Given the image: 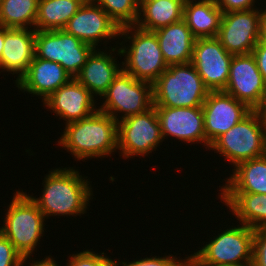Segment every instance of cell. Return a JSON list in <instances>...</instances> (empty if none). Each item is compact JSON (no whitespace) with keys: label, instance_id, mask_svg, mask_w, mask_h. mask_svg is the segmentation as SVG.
Listing matches in <instances>:
<instances>
[{"label":"cell","instance_id":"1","mask_svg":"<svg viewBox=\"0 0 266 266\" xmlns=\"http://www.w3.org/2000/svg\"><path fill=\"white\" fill-rule=\"evenodd\" d=\"M85 178L73 167L56 168L44 177L42 195L39 198L30 196L46 219L56 215H81L93 199L91 184L88 177Z\"/></svg>","mask_w":266,"mask_h":266},{"label":"cell","instance_id":"2","mask_svg":"<svg viewBox=\"0 0 266 266\" xmlns=\"http://www.w3.org/2000/svg\"><path fill=\"white\" fill-rule=\"evenodd\" d=\"M58 141L78 161L108 157L118 149V122L97 110L87 118L65 124Z\"/></svg>","mask_w":266,"mask_h":266},{"label":"cell","instance_id":"3","mask_svg":"<svg viewBox=\"0 0 266 266\" xmlns=\"http://www.w3.org/2000/svg\"><path fill=\"white\" fill-rule=\"evenodd\" d=\"M155 107H197L209 90L193 64H171L152 84Z\"/></svg>","mask_w":266,"mask_h":266},{"label":"cell","instance_id":"4","mask_svg":"<svg viewBox=\"0 0 266 266\" xmlns=\"http://www.w3.org/2000/svg\"><path fill=\"white\" fill-rule=\"evenodd\" d=\"M11 201L0 232L28 260L43 237L45 216L32 197L23 190H17Z\"/></svg>","mask_w":266,"mask_h":266},{"label":"cell","instance_id":"5","mask_svg":"<svg viewBox=\"0 0 266 266\" xmlns=\"http://www.w3.org/2000/svg\"><path fill=\"white\" fill-rule=\"evenodd\" d=\"M131 34V35H130ZM129 47L123 46L117 50V54L125 57L121 66L123 71L132 75L135 79L153 84L157 78L168 68L163 59L159 41L154 32L139 29L135 25L120 28V34Z\"/></svg>","mask_w":266,"mask_h":266},{"label":"cell","instance_id":"6","mask_svg":"<svg viewBox=\"0 0 266 266\" xmlns=\"http://www.w3.org/2000/svg\"><path fill=\"white\" fill-rule=\"evenodd\" d=\"M254 229L240 223L214 236L200 250L190 254L196 266L252 264Z\"/></svg>","mask_w":266,"mask_h":266},{"label":"cell","instance_id":"7","mask_svg":"<svg viewBox=\"0 0 266 266\" xmlns=\"http://www.w3.org/2000/svg\"><path fill=\"white\" fill-rule=\"evenodd\" d=\"M265 123L259 114L252 110L239 123L220 135L209 147L210 150L237 164L265 155Z\"/></svg>","mask_w":266,"mask_h":266},{"label":"cell","instance_id":"8","mask_svg":"<svg viewBox=\"0 0 266 266\" xmlns=\"http://www.w3.org/2000/svg\"><path fill=\"white\" fill-rule=\"evenodd\" d=\"M102 98L105 101L103 105H100L101 108L98 107V110L119 122L127 117L143 113L153 106L152 84L137 80L122 70ZM118 113L123 115L120 117Z\"/></svg>","mask_w":266,"mask_h":266},{"label":"cell","instance_id":"9","mask_svg":"<svg viewBox=\"0 0 266 266\" xmlns=\"http://www.w3.org/2000/svg\"><path fill=\"white\" fill-rule=\"evenodd\" d=\"M94 48L62 30L36 31L35 56L59 63L75 78Z\"/></svg>","mask_w":266,"mask_h":266},{"label":"cell","instance_id":"10","mask_svg":"<svg viewBox=\"0 0 266 266\" xmlns=\"http://www.w3.org/2000/svg\"><path fill=\"white\" fill-rule=\"evenodd\" d=\"M163 141L155 106L118 122V149L123 158L147 156Z\"/></svg>","mask_w":266,"mask_h":266},{"label":"cell","instance_id":"11","mask_svg":"<svg viewBox=\"0 0 266 266\" xmlns=\"http://www.w3.org/2000/svg\"><path fill=\"white\" fill-rule=\"evenodd\" d=\"M263 9L223 13L216 38L228 53L250 54L258 43Z\"/></svg>","mask_w":266,"mask_h":266},{"label":"cell","instance_id":"12","mask_svg":"<svg viewBox=\"0 0 266 266\" xmlns=\"http://www.w3.org/2000/svg\"><path fill=\"white\" fill-rule=\"evenodd\" d=\"M233 54L216 37L196 39L191 63L209 91H224Z\"/></svg>","mask_w":266,"mask_h":266},{"label":"cell","instance_id":"13","mask_svg":"<svg viewBox=\"0 0 266 266\" xmlns=\"http://www.w3.org/2000/svg\"><path fill=\"white\" fill-rule=\"evenodd\" d=\"M207 147L239 123L252 110L224 91H209L202 105Z\"/></svg>","mask_w":266,"mask_h":266},{"label":"cell","instance_id":"14","mask_svg":"<svg viewBox=\"0 0 266 266\" xmlns=\"http://www.w3.org/2000/svg\"><path fill=\"white\" fill-rule=\"evenodd\" d=\"M265 91L266 83L253 54L233 55L224 92L255 110L261 104Z\"/></svg>","mask_w":266,"mask_h":266},{"label":"cell","instance_id":"15","mask_svg":"<svg viewBox=\"0 0 266 266\" xmlns=\"http://www.w3.org/2000/svg\"><path fill=\"white\" fill-rule=\"evenodd\" d=\"M94 49L104 39L119 37V26L94 2H84L63 28Z\"/></svg>","mask_w":266,"mask_h":266},{"label":"cell","instance_id":"16","mask_svg":"<svg viewBox=\"0 0 266 266\" xmlns=\"http://www.w3.org/2000/svg\"><path fill=\"white\" fill-rule=\"evenodd\" d=\"M160 122L163 140L170 135L186 143L204 144L207 139L204 131L202 106L197 107H155Z\"/></svg>","mask_w":266,"mask_h":266},{"label":"cell","instance_id":"17","mask_svg":"<svg viewBox=\"0 0 266 266\" xmlns=\"http://www.w3.org/2000/svg\"><path fill=\"white\" fill-rule=\"evenodd\" d=\"M43 104L66 124L87 118L98 110L94 96L76 78L59 87Z\"/></svg>","mask_w":266,"mask_h":266},{"label":"cell","instance_id":"18","mask_svg":"<svg viewBox=\"0 0 266 266\" xmlns=\"http://www.w3.org/2000/svg\"><path fill=\"white\" fill-rule=\"evenodd\" d=\"M35 29L4 27V45L1 54L2 71L18 74L15 84L25 75L35 56Z\"/></svg>","mask_w":266,"mask_h":266},{"label":"cell","instance_id":"19","mask_svg":"<svg viewBox=\"0 0 266 266\" xmlns=\"http://www.w3.org/2000/svg\"><path fill=\"white\" fill-rule=\"evenodd\" d=\"M71 78L59 63L34 56L27 72L16 86L21 91L40 96L43 102Z\"/></svg>","mask_w":266,"mask_h":266},{"label":"cell","instance_id":"20","mask_svg":"<svg viewBox=\"0 0 266 266\" xmlns=\"http://www.w3.org/2000/svg\"><path fill=\"white\" fill-rule=\"evenodd\" d=\"M98 50V51H97ZM94 49L88 56L86 63L81 68L79 74L75 77L83 86H85L93 96H100L106 93L113 80L123 70L117 64L114 57L115 48L102 51ZM112 55V56H111Z\"/></svg>","mask_w":266,"mask_h":266},{"label":"cell","instance_id":"21","mask_svg":"<svg viewBox=\"0 0 266 266\" xmlns=\"http://www.w3.org/2000/svg\"><path fill=\"white\" fill-rule=\"evenodd\" d=\"M154 33L167 65L186 64L192 61L196 38L183 19L162 27Z\"/></svg>","mask_w":266,"mask_h":266},{"label":"cell","instance_id":"22","mask_svg":"<svg viewBox=\"0 0 266 266\" xmlns=\"http://www.w3.org/2000/svg\"><path fill=\"white\" fill-rule=\"evenodd\" d=\"M197 1L185 0L183 20L196 39L216 37L223 12L217 7L215 0Z\"/></svg>","mask_w":266,"mask_h":266},{"label":"cell","instance_id":"23","mask_svg":"<svg viewBox=\"0 0 266 266\" xmlns=\"http://www.w3.org/2000/svg\"><path fill=\"white\" fill-rule=\"evenodd\" d=\"M221 193L266 194V156L237 164Z\"/></svg>","mask_w":266,"mask_h":266},{"label":"cell","instance_id":"24","mask_svg":"<svg viewBox=\"0 0 266 266\" xmlns=\"http://www.w3.org/2000/svg\"><path fill=\"white\" fill-rule=\"evenodd\" d=\"M219 197L240 223L266 229V194L221 193Z\"/></svg>","mask_w":266,"mask_h":266},{"label":"cell","instance_id":"25","mask_svg":"<svg viewBox=\"0 0 266 266\" xmlns=\"http://www.w3.org/2000/svg\"><path fill=\"white\" fill-rule=\"evenodd\" d=\"M185 0H139V29L154 32L183 19ZM142 14V15H141Z\"/></svg>","mask_w":266,"mask_h":266},{"label":"cell","instance_id":"26","mask_svg":"<svg viewBox=\"0 0 266 266\" xmlns=\"http://www.w3.org/2000/svg\"><path fill=\"white\" fill-rule=\"evenodd\" d=\"M84 2L83 0H39L34 29L62 30Z\"/></svg>","mask_w":266,"mask_h":266},{"label":"cell","instance_id":"27","mask_svg":"<svg viewBox=\"0 0 266 266\" xmlns=\"http://www.w3.org/2000/svg\"><path fill=\"white\" fill-rule=\"evenodd\" d=\"M39 0H0V26L35 28Z\"/></svg>","mask_w":266,"mask_h":266},{"label":"cell","instance_id":"28","mask_svg":"<svg viewBox=\"0 0 266 266\" xmlns=\"http://www.w3.org/2000/svg\"><path fill=\"white\" fill-rule=\"evenodd\" d=\"M119 26L135 25L139 15V0H93Z\"/></svg>","mask_w":266,"mask_h":266},{"label":"cell","instance_id":"29","mask_svg":"<svg viewBox=\"0 0 266 266\" xmlns=\"http://www.w3.org/2000/svg\"><path fill=\"white\" fill-rule=\"evenodd\" d=\"M27 261L0 232V266H23Z\"/></svg>","mask_w":266,"mask_h":266},{"label":"cell","instance_id":"30","mask_svg":"<svg viewBox=\"0 0 266 266\" xmlns=\"http://www.w3.org/2000/svg\"><path fill=\"white\" fill-rule=\"evenodd\" d=\"M66 266H103L110 258L104 252L98 254L90 250L73 254Z\"/></svg>","mask_w":266,"mask_h":266},{"label":"cell","instance_id":"31","mask_svg":"<svg viewBox=\"0 0 266 266\" xmlns=\"http://www.w3.org/2000/svg\"><path fill=\"white\" fill-rule=\"evenodd\" d=\"M189 257H186L185 259H178L175 255H169L164 257H146V258H140L139 260L130 261V262H120V266H181ZM178 259V260H177Z\"/></svg>","mask_w":266,"mask_h":266},{"label":"cell","instance_id":"32","mask_svg":"<svg viewBox=\"0 0 266 266\" xmlns=\"http://www.w3.org/2000/svg\"><path fill=\"white\" fill-rule=\"evenodd\" d=\"M253 266H266V229H254Z\"/></svg>","mask_w":266,"mask_h":266},{"label":"cell","instance_id":"33","mask_svg":"<svg viewBox=\"0 0 266 266\" xmlns=\"http://www.w3.org/2000/svg\"><path fill=\"white\" fill-rule=\"evenodd\" d=\"M217 7L223 12L247 11L254 9L255 0H215Z\"/></svg>","mask_w":266,"mask_h":266},{"label":"cell","instance_id":"34","mask_svg":"<svg viewBox=\"0 0 266 266\" xmlns=\"http://www.w3.org/2000/svg\"><path fill=\"white\" fill-rule=\"evenodd\" d=\"M263 80L266 83V44L258 42L252 52Z\"/></svg>","mask_w":266,"mask_h":266},{"label":"cell","instance_id":"35","mask_svg":"<svg viewBox=\"0 0 266 266\" xmlns=\"http://www.w3.org/2000/svg\"><path fill=\"white\" fill-rule=\"evenodd\" d=\"M258 42L266 44V9H263L261 15Z\"/></svg>","mask_w":266,"mask_h":266},{"label":"cell","instance_id":"36","mask_svg":"<svg viewBox=\"0 0 266 266\" xmlns=\"http://www.w3.org/2000/svg\"><path fill=\"white\" fill-rule=\"evenodd\" d=\"M29 266H58L55 259L54 258H51L50 256H47L45 259L43 258L41 261L37 260L32 263H28ZM31 264V265H30Z\"/></svg>","mask_w":266,"mask_h":266},{"label":"cell","instance_id":"37","mask_svg":"<svg viewBox=\"0 0 266 266\" xmlns=\"http://www.w3.org/2000/svg\"><path fill=\"white\" fill-rule=\"evenodd\" d=\"M261 119L266 123V91L263 95L261 104L255 109Z\"/></svg>","mask_w":266,"mask_h":266},{"label":"cell","instance_id":"38","mask_svg":"<svg viewBox=\"0 0 266 266\" xmlns=\"http://www.w3.org/2000/svg\"><path fill=\"white\" fill-rule=\"evenodd\" d=\"M3 45H4V27L0 26V61H1V54L3 51Z\"/></svg>","mask_w":266,"mask_h":266},{"label":"cell","instance_id":"39","mask_svg":"<svg viewBox=\"0 0 266 266\" xmlns=\"http://www.w3.org/2000/svg\"><path fill=\"white\" fill-rule=\"evenodd\" d=\"M120 265V261L118 262L117 260L113 261V259H109L103 266H119Z\"/></svg>","mask_w":266,"mask_h":266},{"label":"cell","instance_id":"40","mask_svg":"<svg viewBox=\"0 0 266 266\" xmlns=\"http://www.w3.org/2000/svg\"><path fill=\"white\" fill-rule=\"evenodd\" d=\"M181 266H196L189 258Z\"/></svg>","mask_w":266,"mask_h":266},{"label":"cell","instance_id":"41","mask_svg":"<svg viewBox=\"0 0 266 266\" xmlns=\"http://www.w3.org/2000/svg\"><path fill=\"white\" fill-rule=\"evenodd\" d=\"M264 144H265V156H266V123H265V140H264Z\"/></svg>","mask_w":266,"mask_h":266},{"label":"cell","instance_id":"42","mask_svg":"<svg viewBox=\"0 0 266 266\" xmlns=\"http://www.w3.org/2000/svg\"><path fill=\"white\" fill-rule=\"evenodd\" d=\"M234 266H253V264H245V265H234Z\"/></svg>","mask_w":266,"mask_h":266},{"label":"cell","instance_id":"43","mask_svg":"<svg viewBox=\"0 0 266 266\" xmlns=\"http://www.w3.org/2000/svg\"><path fill=\"white\" fill-rule=\"evenodd\" d=\"M83 1H85V2H93V0H83Z\"/></svg>","mask_w":266,"mask_h":266}]
</instances>
